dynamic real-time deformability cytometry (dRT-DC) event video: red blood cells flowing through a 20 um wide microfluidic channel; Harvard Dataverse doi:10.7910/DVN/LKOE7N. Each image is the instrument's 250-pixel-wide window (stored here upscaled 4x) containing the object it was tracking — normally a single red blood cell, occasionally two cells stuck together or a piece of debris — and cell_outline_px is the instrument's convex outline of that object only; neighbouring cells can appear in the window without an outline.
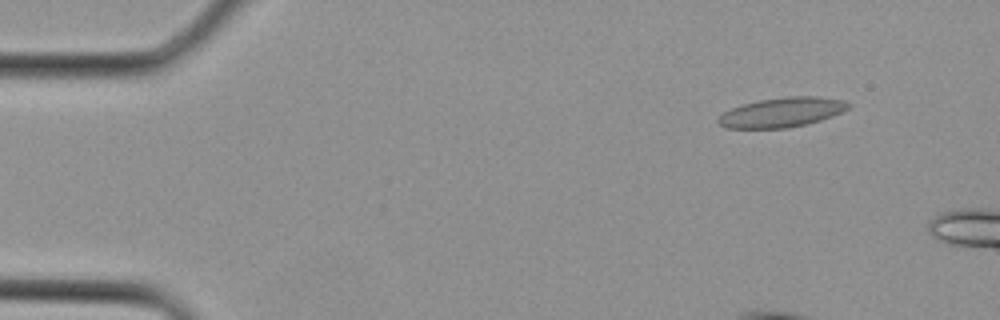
{"species": "Egyptian fruit bat (a non-hibernating species)", "species_latin": "Rousettus aegyptiacus", "temperature_condition": "cold", "stored_images_in_passage": 3, "camera_frame_rate_fps": 3000, "um_per_image_px": 0.085, "animal": {"sex": "female"}, "frame": {"image": 1, "passage_image": 3, "time_ms": 0.667, "image_size_px": [1000, 320], "cell_outline_px": [[852, 104], [848, 108], [832, 116], [820, 120], [788, 128], [728, 128], [716, 124], [716, 120], [724, 112], [740, 104], [760, 100], [788, 96], [816, 96], [844, 100]], "centroid_in_image_um": [66.43, 9.54], "position_along_channel_um": 18.6, "area_um2": 22.43}}